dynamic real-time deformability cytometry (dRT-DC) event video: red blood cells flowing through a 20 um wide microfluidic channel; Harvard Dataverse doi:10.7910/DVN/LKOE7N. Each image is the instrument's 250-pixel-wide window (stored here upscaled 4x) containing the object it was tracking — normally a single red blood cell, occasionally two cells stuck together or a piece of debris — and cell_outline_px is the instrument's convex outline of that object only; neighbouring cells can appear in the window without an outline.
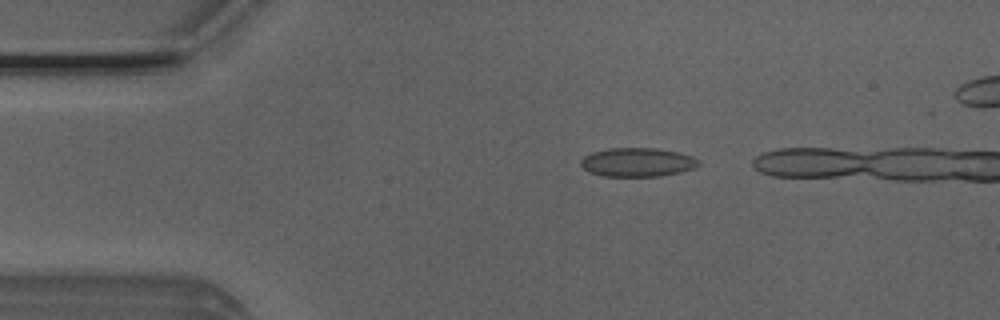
{"species": "Egyptian fruit bat (a non-hibernating species)", "species_latin": "Rousettus aegyptiacus", "temperature_condition": "room temperature", "stored_images_in_passage": 2, "camera_frame_rate_fps": 3000, "um_per_image_px": 0.085, "animal": {"sex": "male"}, "frame": {"image": 1, "passage_image": 1, "time_ms": 0.0, "image_size_px": [1000, 320], "cell_outline_px": [[700, 164], [692, 168], [680, 172], [660, 176], [604, 176], [588, 172], [580, 164], [580, 160], [584, 156], [592, 152], [612, 148], [656, 148], [680, 152], [692, 156], [700, 160]], "centroid_in_image_um": [54.18, 13.78], "position_along_channel_um": 30.8, "area_um2": 19.83}}